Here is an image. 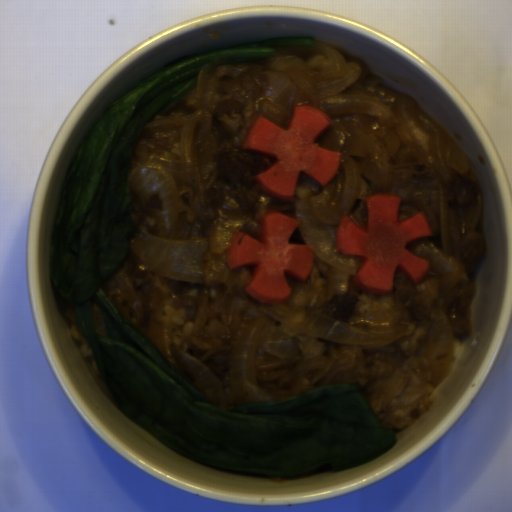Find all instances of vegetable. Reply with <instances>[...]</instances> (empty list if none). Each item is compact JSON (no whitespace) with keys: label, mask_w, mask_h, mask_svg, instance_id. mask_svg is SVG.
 <instances>
[{"label":"vegetable","mask_w":512,"mask_h":512,"mask_svg":"<svg viewBox=\"0 0 512 512\" xmlns=\"http://www.w3.org/2000/svg\"><path fill=\"white\" fill-rule=\"evenodd\" d=\"M287 35L220 48L161 68L108 106L76 147L50 236L49 282L58 307L86 338L115 406L198 465L269 479L337 473L382 457L398 440L353 383H336L234 409L208 404L148 335L118 309L106 285L137 232L127 180L148 122L188 97L198 75L313 48ZM96 303L108 336L91 320Z\"/></svg>","instance_id":"obj_1"}]
</instances>
